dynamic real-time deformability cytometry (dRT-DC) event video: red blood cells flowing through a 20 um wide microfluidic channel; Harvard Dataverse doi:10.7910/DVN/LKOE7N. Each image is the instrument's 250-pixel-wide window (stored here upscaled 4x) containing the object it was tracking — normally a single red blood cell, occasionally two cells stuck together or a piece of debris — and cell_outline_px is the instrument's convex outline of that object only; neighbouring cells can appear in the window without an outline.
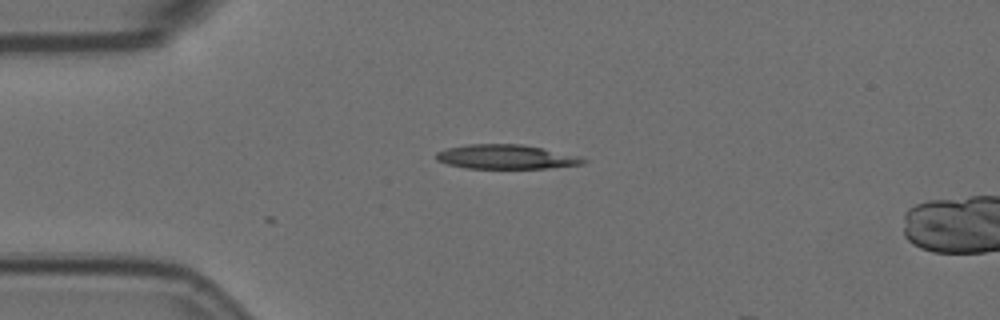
{"species": "Egyptian fruit bat (a non-hibernating species)", "species_latin": "Rousettus aegyptiacus", "temperature_condition": "room temperature", "stored_images_in_passage": 3, "camera_frame_rate_fps": 3000, "um_per_image_px": 0.085, "animal": {"sex": "female"}, "frame": {"image": 1, "passage_image": 1, "time_ms": 0.0, "image_size_px": [1000, 320], "cell_outline_px": [[588, 160], [584, 164], [548, 168], [468, 168], [448, 164], [436, 160], [436, 152], [448, 148], [468, 144], [520, 144], [540, 148], [576, 156]], "centroid_in_image_um": [42.98, 13.33], "position_along_channel_um": 42.0, "area_um2": 20.46}}